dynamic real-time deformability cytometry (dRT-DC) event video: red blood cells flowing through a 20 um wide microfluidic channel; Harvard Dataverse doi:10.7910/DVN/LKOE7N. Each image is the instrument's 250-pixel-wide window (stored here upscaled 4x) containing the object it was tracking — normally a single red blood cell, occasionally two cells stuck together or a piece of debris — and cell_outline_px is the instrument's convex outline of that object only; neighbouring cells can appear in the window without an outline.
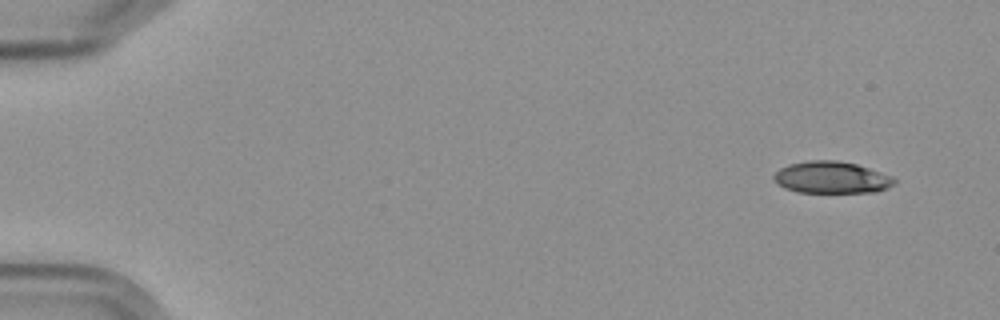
{"species": "Egyptian fruit bat (a non-hibernating species)", "species_latin": "Rousettus aegyptiacus", "temperature_condition": "cold", "stored_images_in_passage": 5, "camera_frame_rate_fps": 3000, "um_per_image_px": 0.085, "frame": {"image": 1, "passage_image": 1, "time_ms": 0.0, "image_size_px": [1000, 320], "cell_outline_px": [[896, 184], [888, 188], [876, 192], [796, 192], [784, 188], [776, 184], [772, 180], [772, 176], [780, 168], [792, 164], [808, 160], [836, 160], [856, 164], [892, 176], [896, 180]], "centroid_in_image_um": [70.67, 15.09], "position_along_channel_um": 14.3, "area_um2": 22.48}}